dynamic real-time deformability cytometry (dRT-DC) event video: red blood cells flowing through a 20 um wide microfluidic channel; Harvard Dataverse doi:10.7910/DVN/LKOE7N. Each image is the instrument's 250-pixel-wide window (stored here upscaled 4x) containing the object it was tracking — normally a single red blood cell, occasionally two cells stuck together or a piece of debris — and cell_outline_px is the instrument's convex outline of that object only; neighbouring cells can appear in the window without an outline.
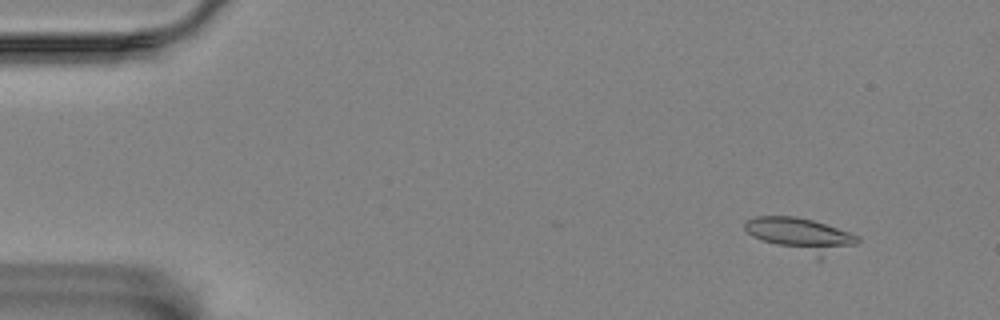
{"species": "Egyptian fruit bat (a non-hibernating species)", "species_latin": "Rousettus aegyptiacus", "temperature_condition": "room temperature", "stored_images_in_passage": 18, "camera_frame_rate_fps": 3000, "um_per_image_px": 0.085, "animal": {"sex": "female"}, "frame": {"image": 1, "passage_image": 6, "time_ms": 1.667, "image_size_px": [1000, 320], "cell_outline_px": [[860, 240], [856, 244], [820, 260], [816, 260], [752, 236], [744, 228], [744, 220], [756, 216], [796, 216], [812, 220], [860, 236]], "centroid_in_image_um": [68.07, 20.0], "position_along_channel_um": 16.9, "area_um2": 22.54}}
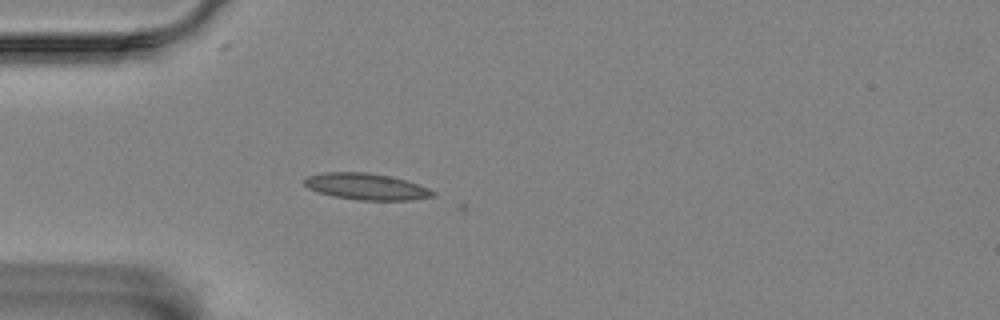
{"frame": {"image": 2, "passage_image": 17, "time_ms": 5.333, "image_size_px": [1000, 320], "cell_outline_px": [[436, 196], [412, 200], [360, 200], [332, 196], [308, 188], [304, 184], [304, 180], [308, 176], [324, 172], [368, 172], [392, 176], [428, 188], [436, 192]], "centroid_in_image_um": [31.15, 15.86], "position_along_channel_um": 53.8, "area_um2": 19.77}}